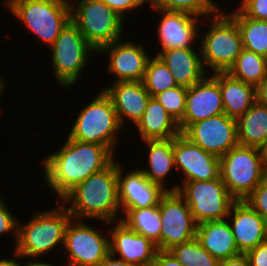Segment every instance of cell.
Listing matches in <instances>:
<instances>
[{"label": "cell", "instance_id": "cell-45", "mask_svg": "<svg viewBox=\"0 0 267 266\" xmlns=\"http://www.w3.org/2000/svg\"><path fill=\"white\" fill-rule=\"evenodd\" d=\"M24 266H57V265H54V263L51 264L50 262H46V261L36 260V258L34 260L32 258V259H29L27 262L25 261Z\"/></svg>", "mask_w": 267, "mask_h": 266}, {"label": "cell", "instance_id": "cell-10", "mask_svg": "<svg viewBox=\"0 0 267 266\" xmlns=\"http://www.w3.org/2000/svg\"><path fill=\"white\" fill-rule=\"evenodd\" d=\"M185 199L197 224L227 219L236 200L229 194L221 177L211 181L181 182L169 188Z\"/></svg>", "mask_w": 267, "mask_h": 266}, {"label": "cell", "instance_id": "cell-25", "mask_svg": "<svg viewBox=\"0 0 267 266\" xmlns=\"http://www.w3.org/2000/svg\"><path fill=\"white\" fill-rule=\"evenodd\" d=\"M140 141L171 139L181 132L178 122L166 111L164 106L151 97L142 118L135 125Z\"/></svg>", "mask_w": 267, "mask_h": 266}, {"label": "cell", "instance_id": "cell-23", "mask_svg": "<svg viewBox=\"0 0 267 266\" xmlns=\"http://www.w3.org/2000/svg\"><path fill=\"white\" fill-rule=\"evenodd\" d=\"M196 238L201 246L218 261L241 254L228 219L197 224Z\"/></svg>", "mask_w": 267, "mask_h": 266}, {"label": "cell", "instance_id": "cell-28", "mask_svg": "<svg viewBox=\"0 0 267 266\" xmlns=\"http://www.w3.org/2000/svg\"><path fill=\"white\" fill-rule=\"evenodd\" d=\"M120 221L128 228L156 244L161 250V228L162 222L159 212V205L148 208L127 209L121 215Z\"/></svg>", "mask_w": 267, "mask_h": 266}, {"label": "cell", "instance_id": "cell-41", "mask_svg": "<svg viewBox=\"0 0 267 266\" xmlns=\"http://www.w3.org/2000/svg\"><path fill=\"white\" fill-rule=\"evenodd\" d=\"M219 266H250V262L247 255L241 253L237 256L219 261Z\"/></svg>", "mask_w": 267, "mask_h": 266}, {"label": "cell", "instance_id": "cell-12", "mask_svg": "<svg viewBox=\"0 0 267 266\" xmlns=\"http://www.w3.org/2000/svg\"><path fill=\"white\" fill-rule=\"evenodd\" d=\"M162 222L161 251L196 237L197 223L184 197L178 191H166L159 200Z\"/></svg>", "mask_w": 267, "mask_h": 266}, {"label": "cell", "instance_id": "cell-6", "mask_svg": "<svg viewBox=\"0 0 267 266\" xmlns=\"http://www.w3.org/2000/svg\"><path fill=\"white\" fill-rule=\"evenodd\" d=\"M4 5L50 47L71 21L70 0H5Z\"/></svg>", "mask_w": 267, "mask_h": 266}, {"label": "cell", "instance_id": "cell-16", "mask_svg": "<svg viewBox=\"0 0 267 266\" xmlns=\"http://www.w3.org/2000/svg\"><path fill=\"white\" fill-rule=\"evenodd\" d=\"M162 15L157 26L158 40L161 47L158 48L157 56L162 51L172 49L191 48L195 44V40L199 37L200 22L204 23L199 16H194L186 12L168 11L159 8H150Z\"/></svg>", "mask_w": 267, "mask_h": 266}, {"label": "cell", "instance_id": "cell-1", "mask_svg": "<svg viewBox=\"0 0 267 266\" xmlns=\"http://www.w3.org/2000/svg\"><path fill=\"white\" fill-rule=\"evenodd\" d=\"M116 157L104 146L67 136L63 146L42 161L48 190L62 199L90 175L106 168Z\"/></svg>", "mask_w": 267, "mask_h": 266}, {"label": "cell", "instance_id": "cell-40", "mask_svg": "<svg viewBox=\"0 0 267 266\" xmlns=\"http://www.w3.org/2000/svg\"><path fill=\"white\" fill-rule=\"evenodd\" d=\"M152 266H185L180 263L169 251L158 250Z\"/></svg>", "mask_w": 267, "mask_h": 266}, {"label": "cell", "instance_id": "cell-8", "mask_svg": "<svg viewBox=\"0 0 267 266\" xmlns=\"http://www.w3.org/2000/svg\"><path fill=\"white\" fill-rule=\"evenodd\" d=\"M52 53L51 66L59 86L73 87L84 72L92 52L97 51L84 39L77 26L70 21L49 47Z\"/></svg>", "mask_w": 267, "mask_h": 266}, {"label": "cell", "instance_id": "cell-19", "mask_svg": "<svg viewBox=\"0 0 267 266\" xmlns=\"http://www.w3.org/2000/svg\"><path fill=\"white\" fill-rule=\"evenodd\" d=\"M118 162V191L121 213L127 209L148 208L159 205L166 192L160 185L152 183L139 169L125 172Z\"/></svg>", "mask_w": 267, "mask_h": 266}, {"label": "cell", "instance_id": "cell-29", "mask_svg": "<svg viewBox=\"0 0 267 266\" xmlns=\"http://www.w3.org/2000/svg\"><path fill=\"white\" fill-rule=\"evenodd\" d=\"M227 13L237 22L243 48L267 58V21L246 17L238 8Z\"/></svg>", "mask_w": 267, "mask_h": 266}, {"label": "cell", "instance_id": "cell-44", "mask_svg": "<svg viewBox=\"0 0 267 266\" xmlns=\"http://www.w3.org/2000/svg\"><path fill=\"white\" fill-rule=\"evenodd\" d=\"M14 257V258H13ZM18 259V260H16ZM19 259L20 257L13 255L12 259L10 258H0V266H24V263L22 264ZM19 261V262H18Z\"/></svg>", "mask_w": 267, "mask_h": 266}, {"label": "cell", "instance_id": "cell-9", "mask_svg": "<svg viewBox=\"0 0 267 266\" xmlns=\"http://www.w3.org/2000/svg\"><path fill=\"white\" fill-rule=\"evenodd\" d=\"M220 177L236 201L246 199L264 179L258 149L239 144L233 147L220 157Z\"/></svg>", "mask_w": 267, "mask_h": 266}, {"label": "cell", "instance_id": "cell-31", "mask_svg": "<svg viewBox=\"0 0 267 266\" xmlns=\"http://www.w3.org/2000/svg\"><path fill=\"white\" fill-rule=\"evenodd\" d=\"M142 82L152 97L177 86L170 70L157 55L150 57Z\"/></svg>", "mask_w": 267, "mask_h": 266}, {"label": "cell", "instance_id": "cell-4", "mask_svg": "<svg viewBox=\"0 0 267 266\" xmlns=\"http://www.w3.org/2000/svg\"><path fill=\"white\" fill-rule=\"evenodd\" d=\"M95 96L91 102L78 110L68 137L80 142L104 145L115 156L120 139L119 132L124 131V128L105 91L101 89Z\"/></svg>", "mask_w": 267, "mask_h": 266}, {"label": "cell", "instance_id": "cell-11", "mask_svg": "<svg viewBox=\"0 0 267 266\" xmlns=\"http://www.w3.org/2000/svg\"><path fill=\"white\" fill-rule=\"evenodd\" d=\"M83 220L71 219L65 230L63 250L67 266H96L109 253V237Z\"/></svg>", "mask_w": 267, "mask_h": 266}, {"label": "cell", "instance_id": "cell-47", "mask_svg": "<svg viewBox=\"0 0 267 266\" xmlns=\"http://www.w3.org/2000/svg\"><path fill=\"white\" fill-rule=\"evenodd\" d=\"M263 160V174L264 178L267 179V155H260Z\"/></svg>", "mask_w": 267, "mask_h": 266}, {"label": "cell", "instance_id": "cell-30", "mask_svg": "<svg viewBox=\"0 0 267 266\" xmlns=\"http://www.w3.org/2000/svg\"><path fill=\"white\" fill-rule=\"evenodd\" d=\"M226 73L256 87L267 76V58L243 48Z\"/></svg>", "mask_w": 267, "mask_h": 266}, {"label": "cell", "instance_id": "cell-33", "mask_svg": "<svg viewBox=\"0 0 267 266\" xmlns=\"http://www.w3.org/2000/svg\"><path fill=\"white\" fill-rule=\"evenodd\" d=\"M169 252L185 266H219V261L201 246L196 237L174 246Z\"/></svg>", "mask_w": 267, "mask_h": 266}, {"label": "cell", "instance_id": "cell-43", "mask_svg": "<svg viewBox=\"0 0 267 266\" xmlns=\"http://www.w3.org/2000/svg\"><path fill=\"white\" fill-rule=\"evenodd\" d=\"M96 266H135L129 264L122 259H119L112 254H108L98 265Z\"/></svg>", "mask_w": 267, "mask_h": 266}, {"label": "cell", "instance_id": "cell-42", "mask_svg": "<svg viewBox=\"0 0 267 266\" xmlns=\"http://www.w3.org/2000/svg\"><path fill=\"white\" fill-rule=\"evenodd\" d=\"M256 101L267 106V76L256 86Z\"/></svg>", "mask_w": 267, "mask_h": 266}, {"label": "cell", "instance_id": "cell-7", "mask_svg": "<svg viewBox=\"0 0 267 266\" xmlns=\"http://www.w3.org/2000/svg\"><path fill=\"white\" fill-rule=\"evenodd\" d=\"M77 3L70 1L71 21L97 52L122 39L124 19L114 10L100 0H80Z\"/></svg>", "mask_w": 267, "mask_h": 266}, {"label": "cell", "instance_id": "cell-37", "mask_svg": "<svg viewBox=\"0 0 267 266\" xmlns=\"http://www.w3.org/2000/svg\"><path fill=\"white\" fill-rule=\"evenodd\" d=\"M239 2L237 8L246 17L267 21V0H240Z\"/></svg>", "mask_w": 267, "mask_h": 266}, {"label": "cell", "instance_id": "cell-39", "mask_svg": "<svg viewBox=\"0 0 267 266\" xmlns=\"http://www.w3.org/2000/svg\"><path fill=\"white\" fill-rule=\"evenodd\" d=\"M250 266H267V243H260L246 253Z\"/></svg>", "mask_w": 267, "mask_h": 266}, {"label": "cell", "instance_id": "cell-38", "mask_svg": "<svg viewBox=\"0 0 267 266\" xmlns=\"http://www.w3.org/2000/svg\"><path fill=\"white\" fill-rule=\"evenodd\" d=\"M100 1L104 2L108 7L114 10L123 19L126 17L125 13H128L133 9H138V7L140 8V6H143L144 3L148 4V0H100Z\"/></svg>", "mask_w": 267, "mask_h": 266}, {"label": "cell", "instance_id": "cell-14", "mask_svg": "<svg viewBox=\"0 0 267 266\" xmlns=\"http://www.w3.org/2000/svg\"><path fill=\"white\" fill-rule=\"evenodd\" d=\"M174 163L184 180L211 181L220 178V157L206 152L182 133L174 138Z\"/></svg>", "mask_w": 267, "mask_h": 266}, {"label": "cell", "instance_id": "cell-24", "mask_svg": "<svg viewBox=\"0 0 267 266\" xmlns=\"http://www.w3.org/2000/svg\"><path fill=\"white\" fill-rule=\"evenodd\" d=\"M211 75L220 84L224 113L229 117L237 120L255 103V86L236 80L226 72Z\"/></svg>", "mask_w": 267, "mask_h": 266}, {"label": "cell", "instance_id": "cell-17", "mask_svg": "<svg viewBox=\"0 0 267 266\" xmlns=\"http://www.w3.org/2000/svg\"><path fill=\"white\" fill-rule=\"evenodd\" d=\"M109 228L110 254L135 266H152L158 248L155 243L134 230L128 228L120 220L104 222Z\"/></svg>", "mask_w": 267, "mask_h": 266}, {"label": "cell", "instance_id": "cell-49", "mask_svg": "<svg viewBox=\"0 0 267 266\" xmlns=\"http://www.w3.org/2000/svg\"><path fill=\"white\" fill-rule=\"evenodd\" d=\"M265 242L267 243V225H266Z\"/></svg>", "mask_w": 267, "mask_h": 266}, {"label": "cell", "instance_id": "cell-20", "mask_svg": "<svg viewBox=\"0 0 267 266\" xmlns=\"http://www.w3.org/2000/svg\"><path fill=\"white\" fill-rule=\"evenodd\" d=\"M102 89L110 97L122 127L128 119L135 126L152 97L142 81L112 82L110 87Z\"/></svg>", "mask_w": 267, "mask_h": 266}, {"label": "cell", "instance_id": "cell-35", "mask_svg": "<svg viewBox=\"0 0 267 266\" xmlns=\"http://www.w3.org/2000/svg\"><path fill=\"white\" fill-rule=\"evenodd\" d=\"M243 201L267 222V179L264 178Z\"/></svg>", "mask_w": 267, "mask_h": 266}, {"label": "cell", "instance_id": "cell-34", "mask_svg": "<svg viewBox=\"0 0 267 266\" xmlns=\"http://www.w3.org/2000/svg\"><path fill=\"white\" fill-rule=\"evenodd\" d=\"M186 95L187 88L176 86L156 94L154 98L179 122L184 116Z\"/></svg>", "mask_w": 267, "mask_h": 266}, {"label": "cell", "instance_id": "cell-18", "mask_svg": "<svg viewBox=\"0 0 267 266\" xmlns=\"http://www.w3.org/2000/svg\"><path fill=\"white\" fill-rule=\"evenodd\" d=\"M209 75L187 88L184 116L178 122L181 133L192 123L224 113L220 84Z\"/></svg>", "mask_w": 267, "mask_h": 266}, {"label": "cell", "instance_id": "cell-27", "mask_svg": "<svg viewBox=\"0 0 267 266\" xmlns=\"http://www.w3.org/2000/svg\"><path fill=\"white\" fill-rule=\"evenodd\" d=\"M236 121L239 145L257 148L267 138V106L255 101Z\"/></svg>", "mask_w": 267, "mask_h": 266}, {"label": "cell", "instance_id": "cell-13", "mask_svg": "<svg viewBox=\"0 0 267 266\" xmlns=\"http://www.w3.org/2000/svg\"><path fill=\"white\" fill-rule=\"evenodd\" d=\"M182 134L218 157L238 145L237 121L225 113L192 123Z\"/></svg>", "mask_w": 267, "mask_h": 266}, {"label": "cell", "instance_id": "cell-46", "mask_svg": "<svg viewBox=\"0 0 267 266\" xmlns=\"http://www.w3.org/2000/svg\"><path fill=\"white\" fill-rule=\"evenodd\" d=\"M259 155H267V138L257 147Z\"/></svg>", "mask_w": 267, "mask_h": 266}, {"label": "cell", "instance_id": "cell-2", "mask_svg": "<svg viewBox=\"0 0 267 266\" xmlns=\"http://www.w3.org/2000/svg\"><path fill=\"white\" fill-rule=\"evenodd\" d=\"M116 160L114 159L106 168L76 185L59 201L65 205L73 219L95 218L103 223L120 220L118 161Z\"/></svg>", "mask_w": 267, "mask_h": 266}, {"label": "cell", "instance_id": "cell-21", "mask_svg": "<svg viewBox=\"0 0 267 266\" xmlns=\"http://www.w3.org/2000/svg\"><path fill=\"white\" fill-rule=\"evenodd\" d=\"M227 219L240 253L246 254L265 242L267 222L244 201L232 205Z\"/></svg>", "mask_w": 267, "mask_h": 266}, {"label": "cell", "instance_id": "cell-22", "mask_svg": "<svg viewBox=\"0 0 267 266\" xmlns=\"http://www.w3.org/2000/svg\"><path fill=\"white\" fill-rule=\"evenodd\" d=\"M197 49L195 46L172 49L158 55L170 70L177 86L190 88L208 74L202 63L200 48Z\"/></svg>", "mask_w": 267, "mask_h": 266}, {"label": "cell", "instance_id": "cell-3", "mask_svg": "<svg viewBox=\"0 0 267 266\" xmlns=\"http://www.w3.org/2000/svg\"><path fill=\"white\" fill-rule=\"evenodd\" d=\"M51 210L37 211L25 224L18 221L14 253L20 258H40L64 245L65 230L72 219L63 203ZM61 204V205H60Z\"/></svg>", "mask_w": 267, "mask_h": 266}, {"label": "cell", "instance_id": "cell-36", "mask_svg": "<svg viewBox=\"0 0 267 266\" xmlns=\"http://www.w3.org/2000/svg\"><path fill=\"white\" fill-rule=\"evenodd\" d=\"M13 213L8 209L6 203L3 201V198L0 194V236L8 235L11 233L12 237L14 236V246L17 243V231H18V220L14 217Z\"/></svg>", "mask_w": 267, "mask_h": 266}, {"label": "cell", "instance_id": "cell-5", "mask_svg": "<svg viewBox=\"0 0 267 266\" xmlns=\"http://www.w3.org/2000/svg\"><path fill=\"white\" fill-rule=\"evenodd\" d=\"M204 20L210 22L208 30L199 35L204 69L207 73L211 69L209 74L227 72L243 49L237 22L222 9Z\"/></svg>", "mask_w": 267, "mask_h": 266}, {"label": "cell", "instance_id": "cell-26", "mask_svg": "<svg viewBox=\"0 0 267 266\" xmlns=\"http://www.w3.org/2000/svg\"><path fill=\"white\" fill-rule=\"evenodd\" d=\"M146 148H148V165L149 167L140 169L144 175L155 184L160 185L164 190L166 188L165 181L167 176L170 175L172 169L175 168L174 163V138L171 139H157V140H144Z\"/></svg>", "mask_w": 267, "mask_h": 266}, {"label": "cell", "instance_id": "cell-32", "mask_svg": "<svg viewBox=\"0 0 267 266\" xmlns=\"http://www.w3.org/2000/svg\"><path fill=\"white\" fill-rule=\"evenodd\" d=\"M148 2L151 8L186 12L201 18L212 16L222 9L213 0H148Z\"/></svg>", "mask_w": 267, "mask_h": 266}, {"label": "cell", "instance_id": "cell-48", "mask_svg": "<svg viewBox=\"0 0 267 266\" xmlns=\"http://www.w3.org/2000/svg\"><path fill=\"white\" fill-rule=\"evenodd\" d=\"M5 78L6 77L0 76V99H1L2 94L4 92L5 85H7Z\"/></svg>", "mask_w": 267, "mask_h": 266}, {"label": "cell", "instance_id": "cell-15", "mask_svg": "<svg viewBox=\"0 0 267 266\" xmlns=\"http://www.w3.org/2000/svg\"><path fill=\"white\" fill-rule=\"evenodd\" d=\"M122 41L123 38L102 47L97 54L107 53L108 72L116 79L113 82L143 81L150 53H147L143 44Z\"/></svg>", "mask_w": 267, "mask_h": 266}]
</instances>
